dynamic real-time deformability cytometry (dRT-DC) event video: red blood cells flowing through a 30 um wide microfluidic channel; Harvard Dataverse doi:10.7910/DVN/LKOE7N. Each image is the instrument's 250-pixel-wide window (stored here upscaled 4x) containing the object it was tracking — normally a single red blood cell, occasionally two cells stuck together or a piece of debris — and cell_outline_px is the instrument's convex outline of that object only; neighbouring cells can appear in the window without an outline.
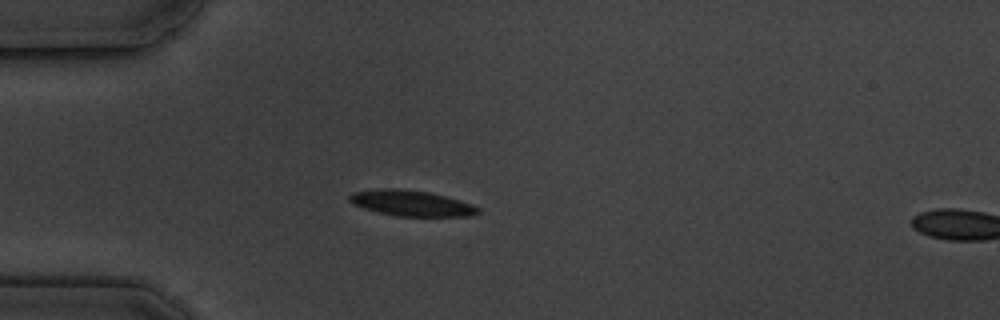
{"species": "common noctule bat (a hibernating species)", "species_latin": "Nyctalus noctula", "temperature_condition": "cold", "stored_images_in_passage": 2, "segment_of_instrument_passage": [1, 2], "camera_frame_rate_fps": 3000, "um_per_image_px": 0.085, "animal": {"sex": "male", "body_mass_g": 19.5, "forearm_length_mm": 54.6}, "frame": {"image": 1, "passage_image": 1, "time_ms": 0.0, "image_size_px": [1000, 320], "cell_outline_px": [[480, 212], [472, 216], [396, 216], [376, 212], [352, 204], [348, 200], [348, 196], [352, 192], [380, 188], [396, 188], [428, 192], [460, 200], [472, 204], [480, 208]], "centroid_in_image_um": [34.94, 17.27], "position_along_channel_um": 50.1, "area_um2": 19.36}}